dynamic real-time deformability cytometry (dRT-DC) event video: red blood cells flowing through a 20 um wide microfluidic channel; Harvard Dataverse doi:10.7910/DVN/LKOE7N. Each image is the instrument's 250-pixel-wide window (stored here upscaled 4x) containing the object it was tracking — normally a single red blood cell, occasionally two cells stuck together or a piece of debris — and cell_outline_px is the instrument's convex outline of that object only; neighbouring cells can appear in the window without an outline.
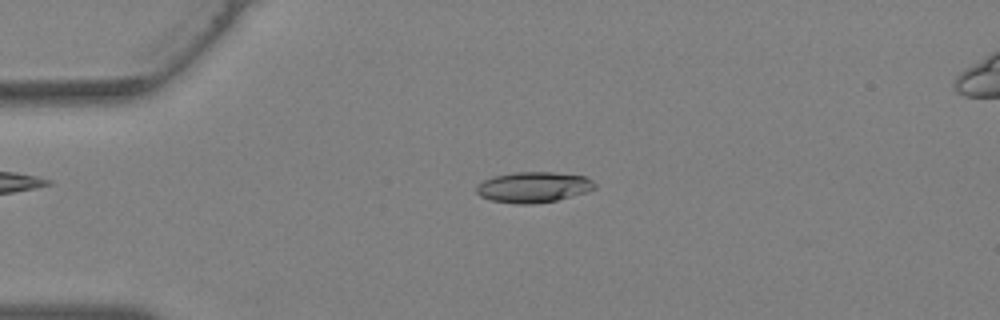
{"species": "Egyptian fruit bat (a non-hibernating species)", "species_latin": "Rousettus aegyptiacus", "temperature_condition": "warm", "stored_images_in_passage": 30, "camera_frame_rate_fps": 3000, "um_per_image_px": 0.085, "animal": {"sex": "female"}, "frame": {"image": 1, "passage_image": 1, "time_ms": 0.0, "image_size_px": [1000, 320], "cell_outline_px": [[596, 188], [588, 192], [556, 200], [532, 204], [516, 204], [492, 200], [480, 196], [476, 192], [476, 188], [484, 180], [492, 176], [516, 172], [552, 172], [584, 176], [592, 180], [596, 184]], "centroid_in_image_um": [45.36, 15.91], "position_along_channel_um": 39.6, "area_um2": 21.1}}
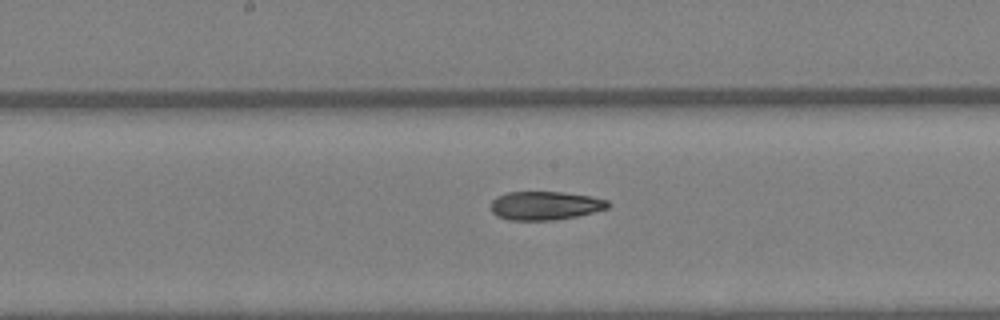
{"frame": {"image": 2, "passage_image": 12, "time_ms": 3.667, "image_size_px": [1000, 320], "cell_outline_px": [[608, 208], [576, 216], [552, 220], [508, 220], [496, 216], [492, 212], [492, 200], [496, 196], [508, 192], [564, 192], [588, 196], [608, 200]], "centroid_in_image_um": [46.29, 17.47], "position_along_channel_um": 201.9, "area_um2": 19.36}}
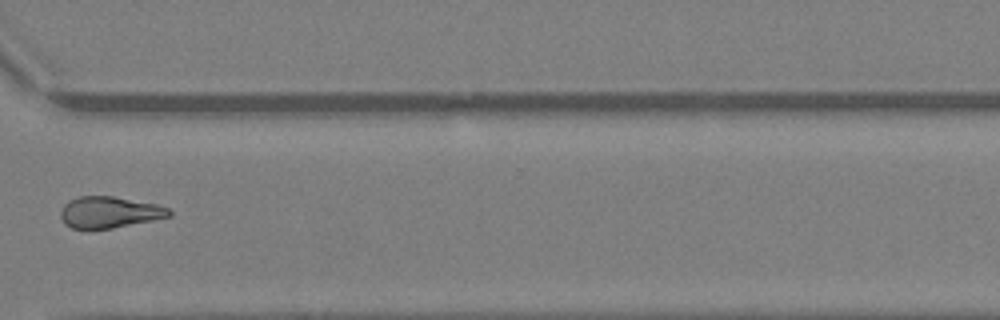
{"frame": {"image": 3, "passage_image": 21, "time_ms": 6.667, "image_size_px": [1000, 320], "cell_outline_px": [[172, 216], [112, 228], [88, 232], [72, 228], [64, 224], [60, 216], [60, 212], [64, 204], [68, 200], [80, 196], [112, 196], [156, 204], [168, 208], [172, 212]], "centroid_in_image_um": [9.23, 18.07], "position_along_channel_um": 361.4, "area_um2": 20.29}}